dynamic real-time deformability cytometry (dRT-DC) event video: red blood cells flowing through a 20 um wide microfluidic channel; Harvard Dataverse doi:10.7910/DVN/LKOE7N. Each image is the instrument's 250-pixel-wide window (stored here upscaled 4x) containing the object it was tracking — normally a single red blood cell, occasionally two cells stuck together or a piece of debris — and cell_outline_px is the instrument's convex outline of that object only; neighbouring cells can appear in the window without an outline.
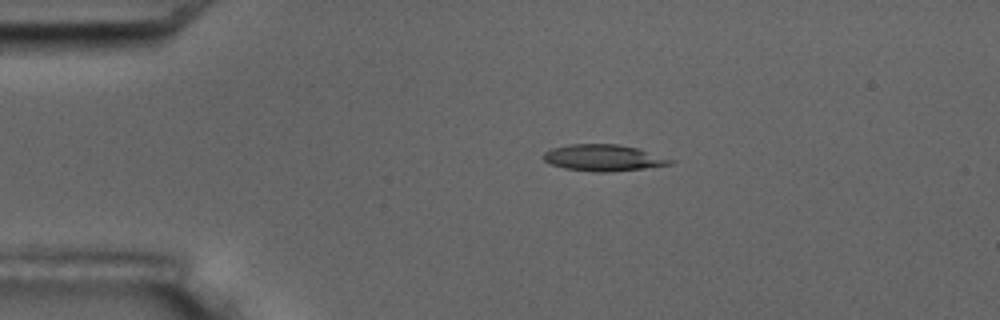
{"species": "common noctule bat (a hibernating species)", "species_latin": "Nyctalus noctula", "temperature_condition": "room temperature", "stored_images_in_passage": 7, "camera_frame_rate_fps": 3000, "um_per_image_px": 0.085, "animal": {"sex": "male", "body_mass_g": 17.5, "forearm_length_mm": 52.3}, "frame": {"image": 1, "passage_image": 3, "time_ms": 3.333, "image_size_px": [1000, 320], "cell_outline_px": [[676, 160], [672, 164], [644, 168], [604, 172], [592, 172], [564, 168], [552, 164], [544, 160], [540, 156], [544, 152], [552, 148], [568, 144], [616, 144], [640, 148]], "centroid_in_image_um": [51.3, 13.4], "position_along_channel_um": 33.7, "area_um2": 19.71}}
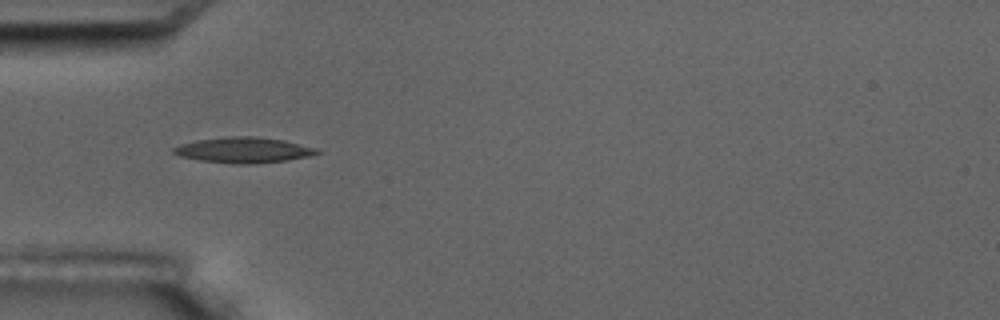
{"frame": {"image": 2, "passage_image": 5, "time_ms": 5.333, "image_size_px": [1000, 320], "cell_outline_px": [[324, 152], [308, 156], [288, 160], [248, 164], [232, 164], [200, 160], [180, 156], [172, 152], [172, 148], [180, 144], [196, 140], [228, 136], [252, 136], [284, 140], [316, 148]], "centroid_in_image_um": [20.7, 12.75], "position_along_channel_um": 64.3, "area_um2": 21.39}}